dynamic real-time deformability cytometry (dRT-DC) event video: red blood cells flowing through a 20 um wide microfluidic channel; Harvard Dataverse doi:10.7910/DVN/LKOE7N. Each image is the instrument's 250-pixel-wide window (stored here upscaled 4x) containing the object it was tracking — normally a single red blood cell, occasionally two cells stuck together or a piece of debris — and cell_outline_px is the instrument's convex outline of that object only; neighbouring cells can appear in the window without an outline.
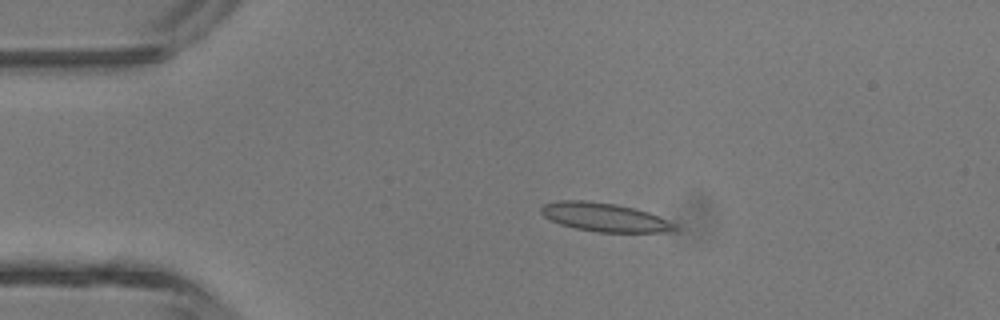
{"species": "common noctule bat (a hibernating species)", "species_latin": "Nyctalus noctula", "temperature_condition": "room temperature", "stored_images_in_passage": 2, "camera_frame_rate_fps": 3000, "um_per_image_px": 0.085, "animal": {"sex": "male", "body_mass_g": 13.3}, "frame": {"image": 1, "passage_image": 1, "time_ms": 0.0, "image_size_px": [1000, 320], "cell_outline_px": [[676, 232], [596, 232], [576, 228], [560, 224], [544, 216], [540, 212], [540, 208], [544, 204], [560, 200], [584, 200], [616, 204], [648, 212], [668, 220], [676, 224]], "centroid_in_image_um": [51.4, 18.47], "position_along_channel_um": 33.6, "area_um2": 22.25}}